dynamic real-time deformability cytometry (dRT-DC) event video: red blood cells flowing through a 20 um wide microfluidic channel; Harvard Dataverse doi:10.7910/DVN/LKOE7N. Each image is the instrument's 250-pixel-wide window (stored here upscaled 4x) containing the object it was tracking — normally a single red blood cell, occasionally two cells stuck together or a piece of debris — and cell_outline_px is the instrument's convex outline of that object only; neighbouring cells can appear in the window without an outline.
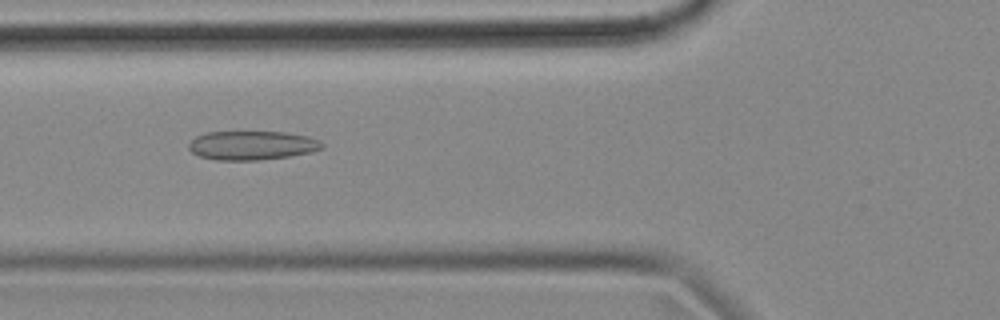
{"species": "common noctule bat (a hibernating species)", "species_latin": "Nyctalus noctula", "temperature_condition": "cold", "stored_images_in_passage": 56, "camera_frame_rate_fps": 3000, "um_per_image_px": 0.085, "animal": {"sex": "female", "body_mass_g": 18.4}, "frame": {"image": 1, "passage_image": 20, "time_ms": 6.333, "image_size_px": [1000, 320], "cell_outline_px": [[324, 148], [312, 152], [288, 156], [260, 160], [216, 160], [200, 156], [192, 152], [188, 148], [188, 144], [196, 136], [204, 132], [284, 132], [308, 136], [320, 140], [324, 144]], "centroid_in_image_um": [21.43, 12.35], "position_along_channel_um": 104.4, "area_um2": 22.6}}
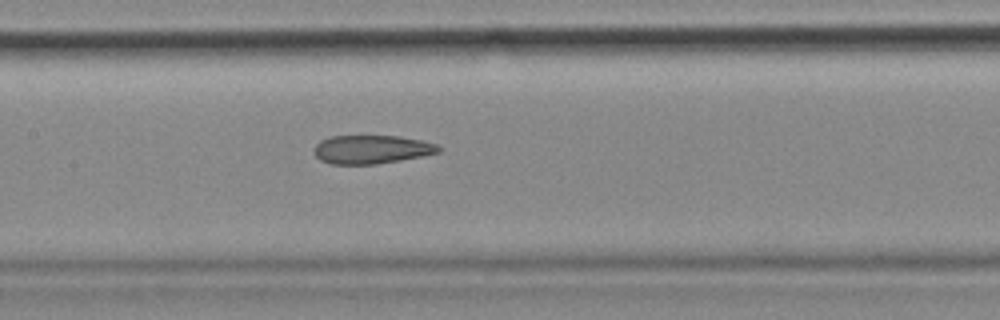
{"frame": {"image": 2, "passage_image": 26, "time_ms": 8.333, "image_size_px": [1000, 320], "cell_outline_px": [[444, 148], [440, 152], [424, 156], [376, 164], [328, 164], [320, 160], [316, 156], [316, 144], [320, 140], [328, 136], [400, 136], [420, 140], [436, 144]], "centroid_in_image_um": [31.61, 12.7], "position_along_channel_um": 175.8, "area_um2": 20.81}}
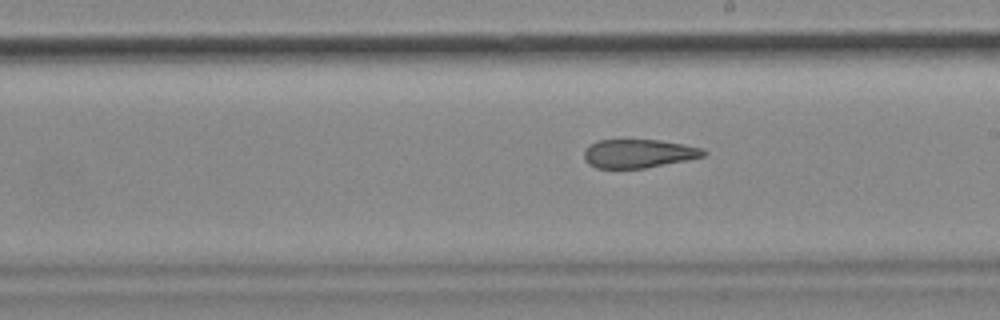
{"frame": {"image": 3, "passage_image": 31, "time_ms": 10.0, "image_size_px": [1000, 320], "cell_outline_px": [[708, 152], [704, 156], [644, 168], [596, 168], [588, 164], [584, 160], [584, 152], [596, 140], [660, 140], [684, 144], [704, 148]], "centroid_in_image_um": [54.28, 13.04], "position_along_channel_um": 234.7, "area_um2": 19.77}, "authors_computed_cell_mechanics": {"area_um2": 22.4264, "velocity_mm_per_s": 3.5612, "shape_relaxation_time_tau1_ms": null, "shape_relaxation_time_tau2_ms": 4.2586, "deformation_change_tau1": null, "deformation_change_tau2": 0.1306}}